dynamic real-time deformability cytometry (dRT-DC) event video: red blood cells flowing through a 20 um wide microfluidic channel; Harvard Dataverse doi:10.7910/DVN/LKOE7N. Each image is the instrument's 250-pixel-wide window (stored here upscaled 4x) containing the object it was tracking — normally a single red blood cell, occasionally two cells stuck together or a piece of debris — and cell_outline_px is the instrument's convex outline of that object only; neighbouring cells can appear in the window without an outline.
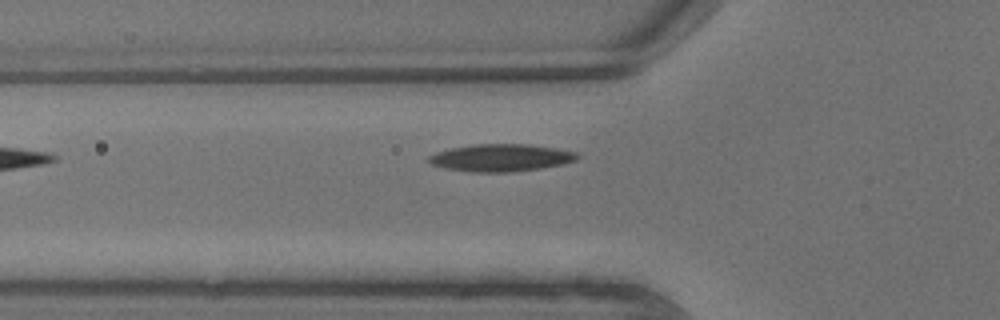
{"species": "common noctule bat (a hibernating species)", "species_latin": "Nyctalus noctula", "temperature_condition": "warm", "stored_images_in_passage": 7, "camera_frame_rate_fps": 3000, "um_per_image_px": 0.085, "animal": {"sex": "male", "body_mass_g": 13.3}, "frame": {"image": 1, "passage_image": 7, "time_ms": 2.0, "image_size_px": [1000, 320], "cell_outline_px": [[580, 156], [576, 160], [564, 164], [540, 168], [512, 172], [472, 172], [444, 168], [432, 164], [428, 160], [428, 156], [436, 152], [452, 148], [476, 144], [528, 144], [576, 152]], "centroid_in_image_um": [42.58, 13.41], "position_along_channel_um": 83.2, "area_um2": 23.52}}